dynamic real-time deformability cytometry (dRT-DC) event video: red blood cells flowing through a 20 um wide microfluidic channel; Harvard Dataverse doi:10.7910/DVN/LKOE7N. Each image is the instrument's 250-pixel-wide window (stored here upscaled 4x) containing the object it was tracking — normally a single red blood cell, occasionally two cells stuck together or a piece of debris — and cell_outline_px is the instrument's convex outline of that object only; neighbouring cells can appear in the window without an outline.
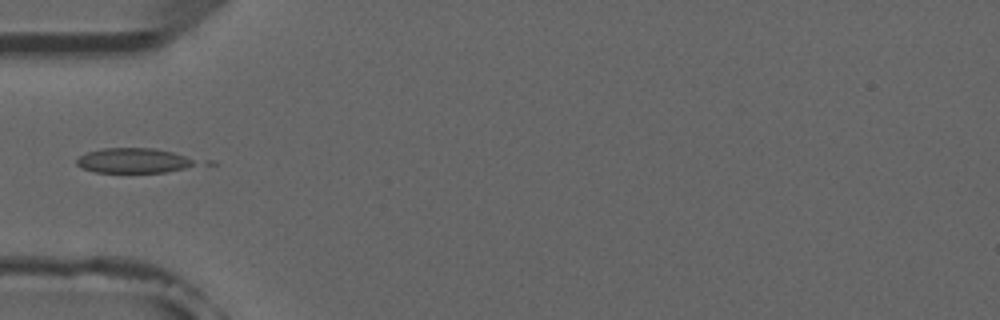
{"species": "common noctule bat (a hibernating species)", "species_latin": "Nyctalus noctula", "temperature_condition": "room temperature", "stored_images_in_passage": 3, "camera_frame_rate_fps": 3000, "um_per_image_px": 0.085, "animal": {"sex": "male", "forearm_length_mm": 52.5}, "frame": {"image": 1, "passage_image": 3, "time_ms": 2.333, "image_size_px": [1000, 320], "cell_outline_px": [[192, 164], [184, 168], [168, 172], [96, 172], [80, 168], [76, 164], [76, 160], [80, 156], [88, 152], [100, 148], [156, 148], [172, 152], [184, 156], [192, 160]], "centroid_in_image_um": [11.24, 13.64], "position_along_channel_um": 73.8, "area_um2": 16.99}}